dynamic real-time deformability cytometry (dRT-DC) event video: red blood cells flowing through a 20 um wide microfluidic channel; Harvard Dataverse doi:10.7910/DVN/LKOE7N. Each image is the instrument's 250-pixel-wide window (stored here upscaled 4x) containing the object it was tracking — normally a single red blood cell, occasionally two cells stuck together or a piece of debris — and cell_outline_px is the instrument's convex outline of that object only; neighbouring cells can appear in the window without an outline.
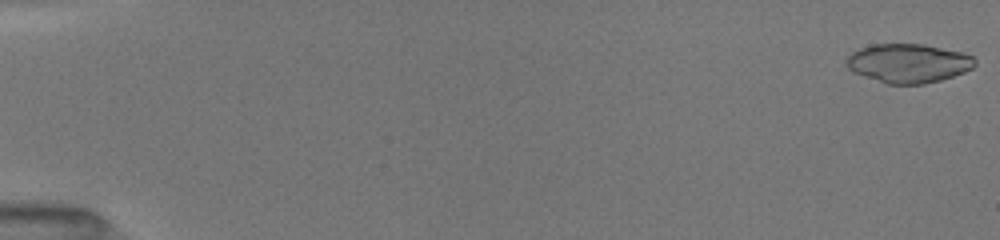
{"species": "common noctule bat (a hibernating species)", "species_latin": "Nyctalus noctula", "temperature_condition": "room temperature", "stored_images_in_passage": 7, "camera_frame_rate_fps": 3000, "um_per_image_px": 0.085, "animal": {"sex": "female", "body_mass_g": 19.5, "forearm_length_mm": 54.1}, "frame": {"image": 1, "passage_image": 1, "time_ms": 0.0, "image_size_px": [1000, 240], "cell_outline_px": [[976, 64], [972, 68], [964, 72], [940, 80], [924, 84], [888, 84], [852, 72], [848, 68], [844, 60], [852, 52], [860, 48], [872, 44], [924, 44], [964, 52], [972, 56], [976, 60]], "centroid_in_image_um": [77.2, 5.37], "position_along_channel_um": 7.8, "area_um2": 29.3}}
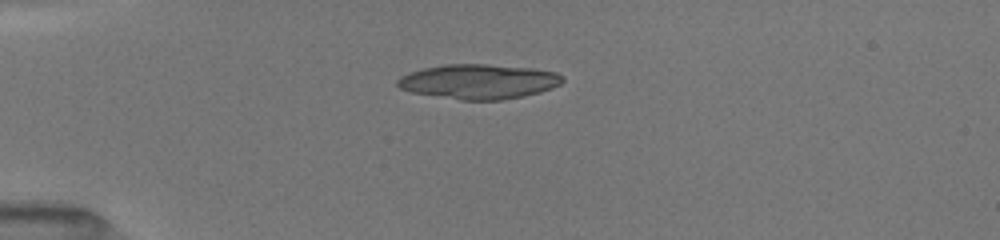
{"frame": {"image": 2, "passage_image": 5, "time_ms": 4.333, "image_size_px": [1000, 240], "cell_outline_px": [[564, 80], [560, 84], [552, 88], [540, 92], [524, 96], [500, 100], [460, 100], [412, 92], [400, 88], [396, 84], [396, 80], [400, 76], [408, 72], [424, 68], [448, 64], [488, 64], [532, 68], [556, 72], [564, 76]], "centroid_in_image_um": [40.7, 6.93], "position_along_channel_um": 44.3, "area_um2": 33.52}}